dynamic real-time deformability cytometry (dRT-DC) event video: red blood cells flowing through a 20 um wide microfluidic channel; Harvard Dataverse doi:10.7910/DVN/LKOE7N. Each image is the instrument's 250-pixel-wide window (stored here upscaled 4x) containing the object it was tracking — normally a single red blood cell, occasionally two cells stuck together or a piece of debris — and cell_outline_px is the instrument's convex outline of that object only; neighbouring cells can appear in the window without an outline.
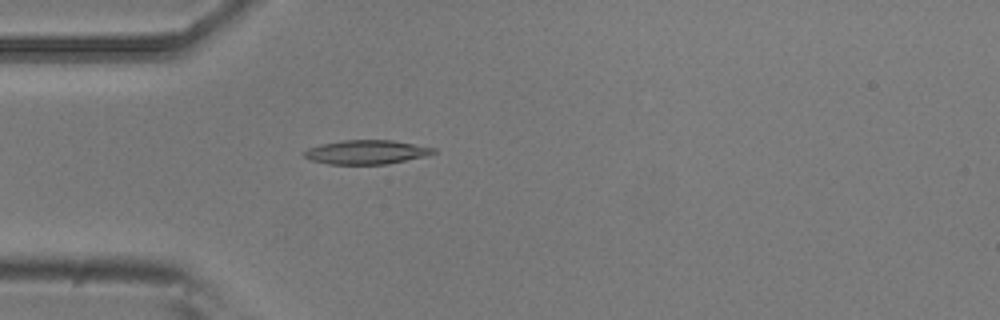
{"species": "common noctule bat (a hibernating species)", "species_latin": "Nyctalus noctula", "temperature_condition": "room temperature", "stored_images_in_passage": 2, "camera_frame_rate_fps": 3000, "um_per_image_px": 0.085, "animal": {"sex": "male", "body_mass_g": 20.5, "forearm_length_mm": 52.5}, "frame": {"image": 1, "passage_image": 2, "time_ms": 0.333, "image_size_px": [1000, 320], "cell_outline_px": [[436, 152], [424, 156], [388, 164], [328, 164], [312, 160], [304, 156], [304, 152], [308, 148], [320, 144], [344, 140], [392, 140], [436, 148]], "centroid_in_image_um": [31.14, 12.92], "position_along_channel_um": 53.9, "area_um2": 17.98}}